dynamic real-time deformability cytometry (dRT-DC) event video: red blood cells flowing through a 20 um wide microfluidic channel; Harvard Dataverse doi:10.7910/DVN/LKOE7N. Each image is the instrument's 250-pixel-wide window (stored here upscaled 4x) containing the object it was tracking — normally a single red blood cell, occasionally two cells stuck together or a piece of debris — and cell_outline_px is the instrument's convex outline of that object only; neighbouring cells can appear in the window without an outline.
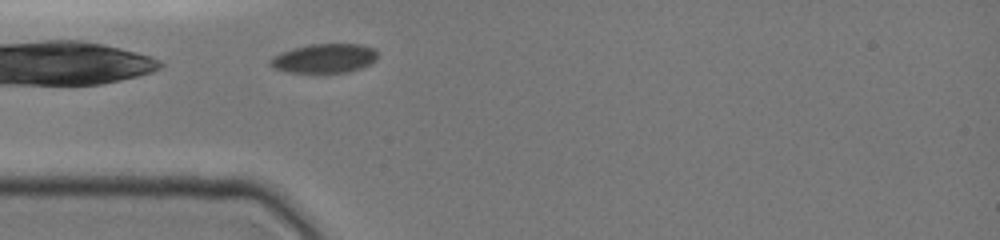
{"species": "common noctule bat (a hibernating species)", "species_latin": "Nyctalus noctula", "temperature_condition": "cold", "stored_images_in_passage": 14, "camera_frame_rate_fps": 3000, "um_per_image_px": 0.085, "animal": {"sex": "female", "body_mass_g": 19.0, "forearm_length_mm": 51.5}, "frame": {"image": 1, "passage_image": 3, "time_ms": 1.333, "image_size_px": [1000, 240], "cell_outline_px": [[376, 60], [360, 68], [348, 72], [288, 72], [276, 68], [268, 64], [268, 60], [272, 56], [280, 52], [292, 48], [308, 44], [360, 44], [376, 48]], "centroid_in_image_um": [27.54, 4.94], "position_along_channel_um": 57.5, "area_um2": 18.26}}
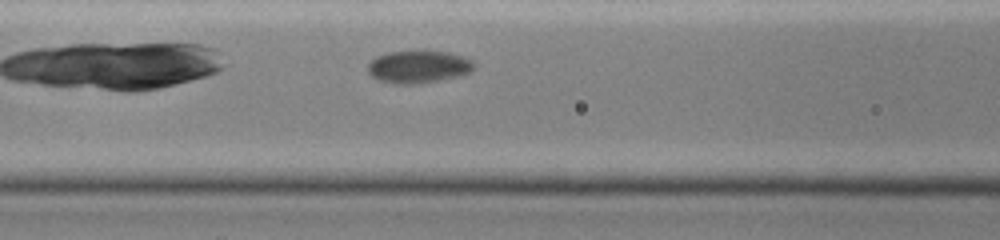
{"frame": {"image": 2, "passage_image": 9, "time_ms": 3.333, "image_size_px": [1000, 240], "cell_outline_px": [[476, 64], [472, 72], [456, 76], [420, 84], [392, 84], [376, 80], [368, 72], [368, 64], [376, 56], [388, 52], [448, 52], [464, 56], [472, 60]], "centroid_in_image_um": [35.56, 5.7], "position_along_channel_um": 131.0, "area_um2": 20.11}}
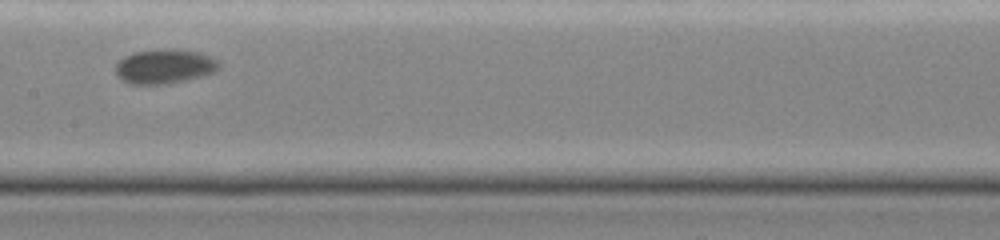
{"frame": {"image": 3, "passage_image": 13, "time_ms": 5.0, "image_size_px": [1000, 240], "cell_outline_px": [[220, 68], [204, 76], [188, 80], [164, 84], [132, 84], [120, 80], [116, 76], [116, 64], [124, 56], [132, 52], [196, 52], [212, 56], [220, 64]], "centroid_in_image_um": [13.96, 5.71], "position_along_channel_um": 193.4, "area_um2": 20.0}}